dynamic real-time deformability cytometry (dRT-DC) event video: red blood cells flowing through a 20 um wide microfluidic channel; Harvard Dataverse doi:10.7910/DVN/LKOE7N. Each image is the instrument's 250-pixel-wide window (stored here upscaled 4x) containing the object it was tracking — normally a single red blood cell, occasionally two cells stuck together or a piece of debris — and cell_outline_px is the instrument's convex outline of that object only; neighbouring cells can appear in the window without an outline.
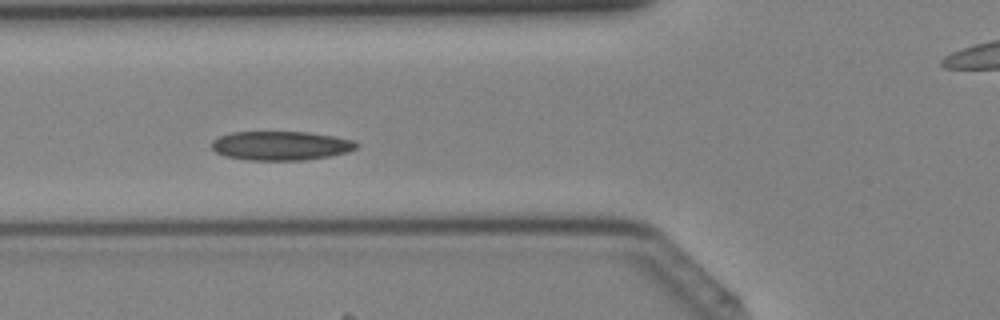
{"species": "Egyptian fruit bat (a non-hibernating species)", "species_latin": "Rousettus aegyptiacus", "temperature_condition": "cold", "stored_images_in_passage": 42, "camera_frame_rate_fps": 3000, "um_per_image_px": 0.085, "animal": {"sex": "female"}, "frame": {"image": 1, "passage_image": 15, "time_ms": 4.667, "image_size_px": [1000, 320], "cell_outline_px": [[360, 144], [356, 148], [348, 152], [328, 156], [304, 160], [248, 160], [224, 156], [216, 152], [212, 148], [212, 140], [220, 136], [232, 132], [308, 132], [332, 136], [352, 140]], "centroid_in_image_um": [23.86, 12.38], "position_along_channel_um": 101.9, "area_um2": 24.45}}
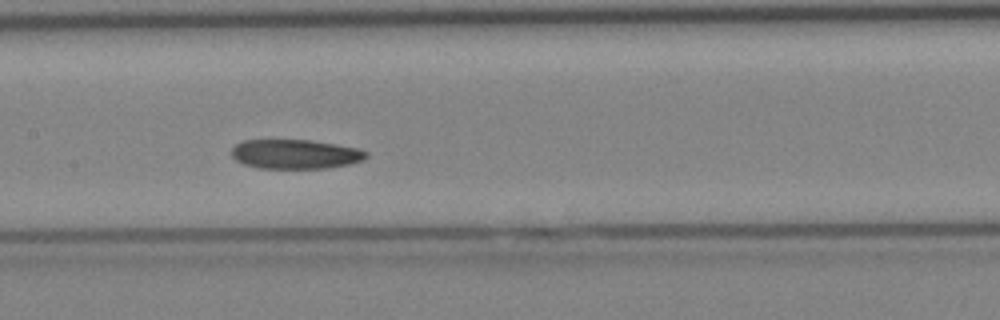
{"frame": {"image": 2, "passage_image": 20, "time_ms": 6.333, "image_size_px": [1000, 320], "cell_outline_px": [[368, 156], [364, 160], [352, 164], [328, 168], [260, 168], [244, 164], [236, 160], [232, 156], [232, 148], [236, 144], [244, 140], [312, 140], [360, 148], [368, 152]], "centroid_in_image_um": [25.16, 13.1], "position_along_channel_um": 182.2, "area_um2": 23.24}}
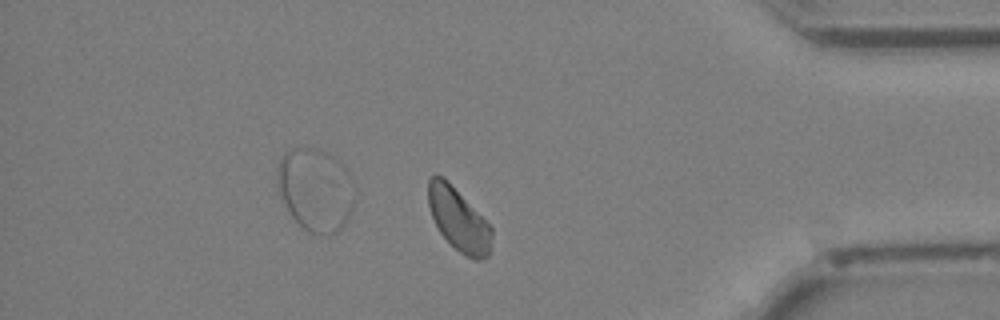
{"frame": {"image": 3, "passage_image": 35, "time_ms": 11.333, "image_size_px": [1000, 320], "cell_outline_px": [[492, 236], [488, 256], [484, 260], [472, 260], [464, 256], [440, 232], [432, 216], [428, 204], [428, 180], [432, 176], [440, 176], [448, 180], [492, 228]], "centroid_in_image_um": [38.98, 18.68], "position_along_channel_um": 396.2, "area_um2": 22.89}}